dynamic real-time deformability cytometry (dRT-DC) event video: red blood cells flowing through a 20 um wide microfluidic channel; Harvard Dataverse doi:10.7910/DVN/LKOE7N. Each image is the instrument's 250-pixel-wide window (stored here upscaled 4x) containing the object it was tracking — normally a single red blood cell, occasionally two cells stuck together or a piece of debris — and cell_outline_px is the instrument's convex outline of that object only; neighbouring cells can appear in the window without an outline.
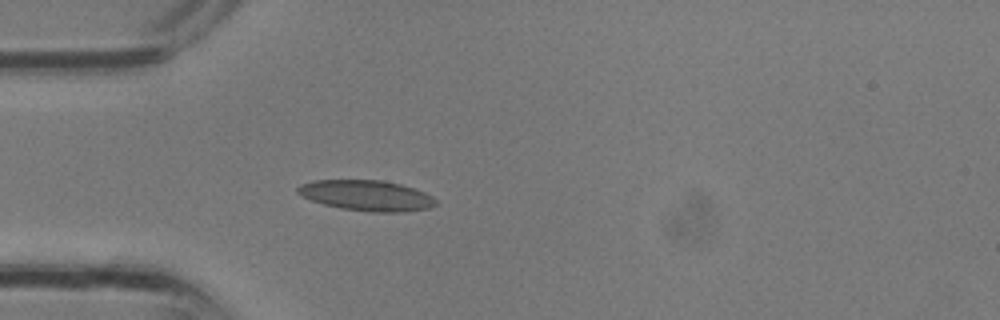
{"species": "common noctule bat (a hibernating species)", "species_latin": "Nyctalus noctula", "temperature_condition": "room temperature", "stored_images_in_passage": 25, "camera_frame_rate_fps": 3000, "um_per_image_px": 0.085, "animal": {"sex": "male", "body_mass_g": 13.3}, "frame": {"image": 1, "passage_image": 3, "time_ms": 0.667, "image_size_px": [1000, 320], "cell_outline_px": [[436, 204], [428, 208], [404, 212], [368, 212], [340, 208], [324, 204], [312, 200], [296, 192], [296, 188], [300, 184], [312, 180], [380, 180], [400, 184], [424, 192], [432, 196], [436, 200]], "centroid_in_image_um": [31.14, 16.62], "position_along_channel_um": 53.9, "area_um2": 24.51}}
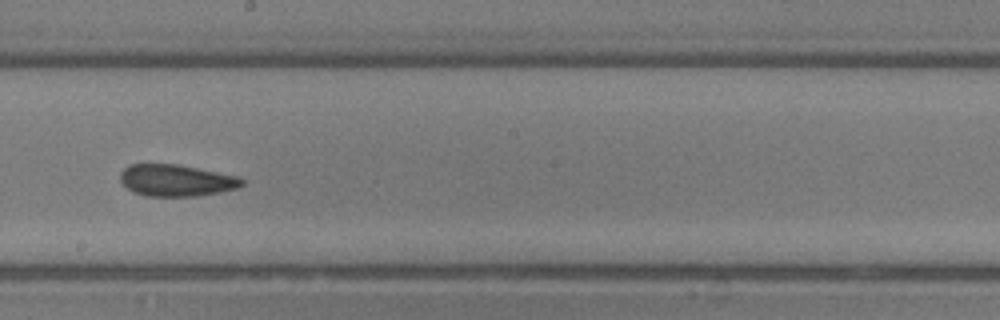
{"frame": {"image": 2, "passage_image": 12, "time_ms": 3.667, "image_size_px": [1000, 320], "cell_outline_px": [[244, 184], [236, 188], [220, 192], [196, 196], [144, 196], [132, 192], [120, 180], [120, 172], [128, 164], [176, 164], [240, 176], [244, 180]], "centroid_in_image_um": [14.98, 15.33], "position_along_channel_um": 233.2, "area_um2": 22.6}}
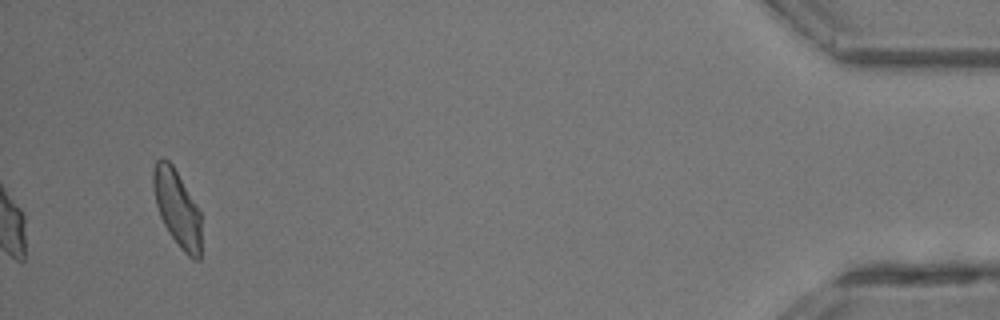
{"frame": {"image": 3, "passage_image": 25, "time_ms": 8.0, "image_size_px": [1000, 320], "cell_outline_px": [[200, 260], [192, 260], [180, 248], [168, 232], [160, 216], [156, 204], [152, 184], [152, 172], [156, 160], [160, 156], [168, 160], [172, 164], [196, 204], [200, 212]], "centroid_in_image_um": [15.03, 17.68], "position_along_channel_um": 420.2, "area_um2": 21.39}}